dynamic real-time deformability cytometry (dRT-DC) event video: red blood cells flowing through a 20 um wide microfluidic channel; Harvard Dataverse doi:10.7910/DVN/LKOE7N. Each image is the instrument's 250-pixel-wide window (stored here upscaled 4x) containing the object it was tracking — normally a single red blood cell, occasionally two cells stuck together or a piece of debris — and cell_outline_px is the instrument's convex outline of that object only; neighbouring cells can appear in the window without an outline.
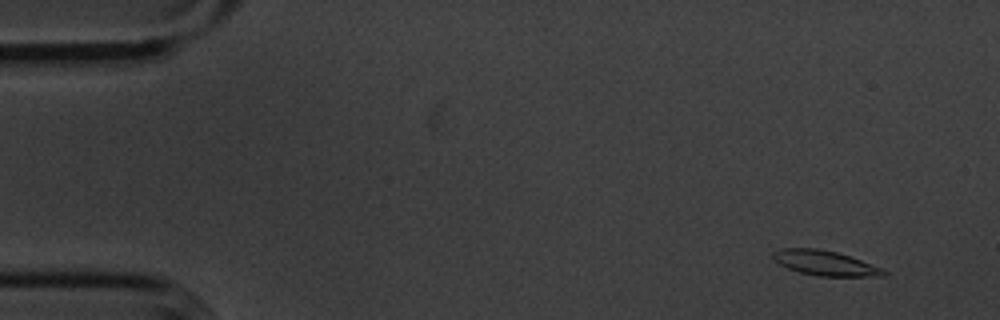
{"species": "common noctule bat (a hibernating species)", "species_latin": "Nyctalus noctula", "temperature_condition": "cold", "stored_images_in_passage": 56, "camera_frame_rate_fps": 3000, "um_per_image_px": 0.085, "animal": {"sex": "male", "body_mass_g": 20.1, "forearm_length_mm": 53.5}, "frame": {"image": 1, "passage_image": 5, "time_ms": 1.333, "image_size_px": [1000, 320], "cell_outline_px": [[888, 272], [884, 276], [820, 276], [800, 272], [788, 268], [780, 264], [772, 256], [772, 252], [784, 248], [816, 248], [836, 252], [860, 260], [880, 268]], "centroid_in_image_um": [70.11, 22.36], "position_along_channel_um": 14.9, "area_um2": 15.66}}
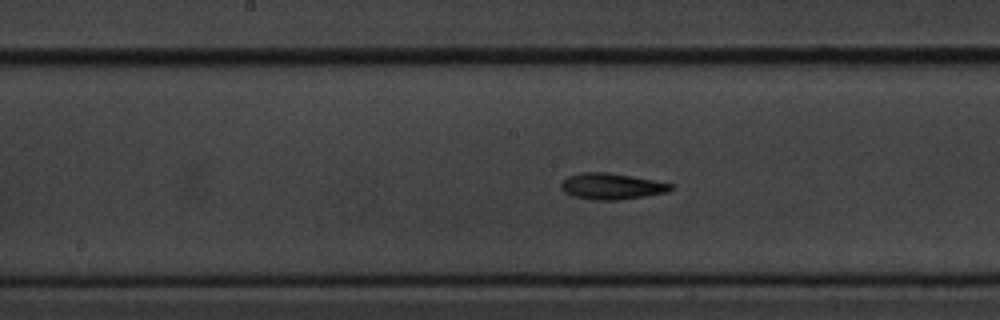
{"frame": {"image": 2, "passage_image": 29, "time_ms": 9.333, "image_size_px": [1000, 320], "cell_outline_px": [[672, 188], [668, 192], [644, 196], [616, 200], [592, 200], [572, 196], [564, 192], [560, 188], [560, 184], [568, 176], [584, 172], [608, 172], [656, 180], [672, 184]], "centroid_in_image_um": [51.96, 15.83], "position_along_channel_um": 196.2, "area_um2": 16.76}}
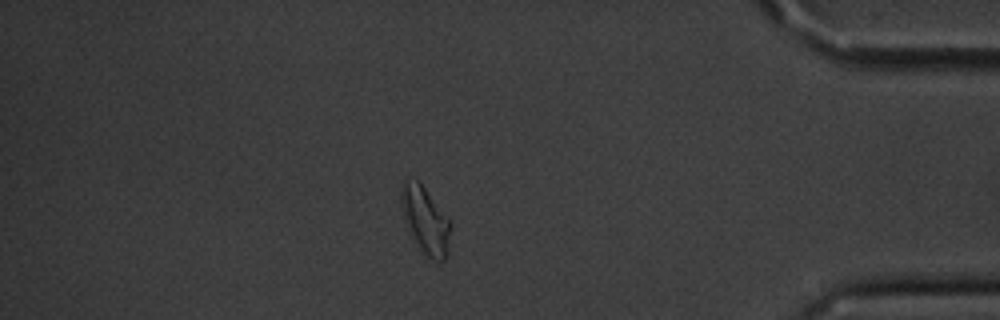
{"frame": {"image": 3, "passage_image": 49, "time_ms": 16.0, "image_size_px": [1000, 320], "cell_outline_px": [[452, 224], [448, 256], [444, 260], [432, 260], [420, 248], [408, 224], [400, 200], [400, 184], [404, 180], [416, 180], [424, 188]], "centroid_in_image_um": [36.2, 18.73], "position_along_channel_um": 399.0, "area_um2": 18.5}, "authors_computed_cell_mechanics": {"area_um2": 16.3285, "velocity_mm_per_s": 3.5825, "shape_relaxation_time_tau1_ms": 4.743, "shape_relaxation_time_tau2_ms": 7.2976, "deformation_change_tau1": 0.1406, "deformation_change_tau2": 0.1763}}